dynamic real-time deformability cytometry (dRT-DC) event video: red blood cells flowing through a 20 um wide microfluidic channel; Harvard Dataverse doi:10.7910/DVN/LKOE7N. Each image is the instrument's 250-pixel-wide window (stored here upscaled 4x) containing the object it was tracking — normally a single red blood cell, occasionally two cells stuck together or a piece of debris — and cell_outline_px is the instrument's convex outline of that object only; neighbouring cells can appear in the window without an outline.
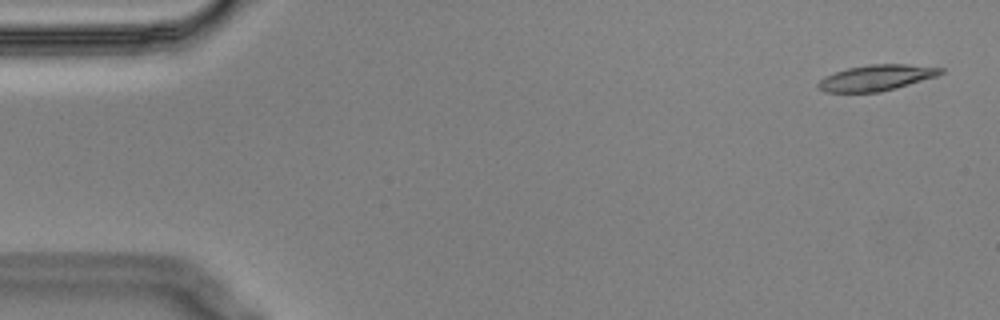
{"species": "Egyptian fruit bat (a non-hibernating species)", "species_latin": "Rousettus aegyptiacus", "temperature_condition": "cold", "stored_images_in_passage": 15, "camera_frame_rate_fps": 3000, "um_per_image_px": 0.085, "animal": {"sex": "male"}, "frame": {"image": 1, "passage_image": 1, "time_ms": 0.0, "image_size_px": [1000, 320], "cell_outline_px": [[944, 72], [936, 76], [896, 88], [880, 92], [824, 92], [816, 88], [816, 84], [824, 76], [848, 68], [868, 64], [904, 64], [944, 68]], "centroid_in_image_um": [74.45, 6.61], "position_along_channel_um": 10.5, "area_um2": 18.44}}